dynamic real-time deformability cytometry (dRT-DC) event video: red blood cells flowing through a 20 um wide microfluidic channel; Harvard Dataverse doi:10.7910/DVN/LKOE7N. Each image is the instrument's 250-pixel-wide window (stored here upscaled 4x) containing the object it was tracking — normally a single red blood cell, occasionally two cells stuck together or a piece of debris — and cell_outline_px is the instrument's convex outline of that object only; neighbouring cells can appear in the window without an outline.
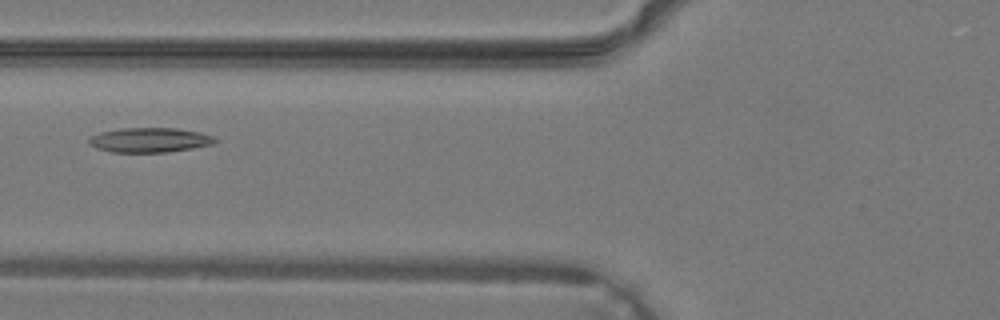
{"species": "common noctule bat (a hibernating species)", "species_latin": "Nyctalus noctula", "temperature_condition": "warm", "stored_images_in_passage": 28, "camera_frame_rate_fps": 3000, "um_per_image_px": 0.085, "animal": {"sex": "male", "body_mass_g": 19.2, "forearm_length_mm": 51.8}, "frame": {"image": 1, "passage_image": 5, "time_ms": 1.333, "image_size_px": [1000, 320], "cell_outline_px": [[216, 140], [212, 144], [192, 148], [168, 152], [112, 152], [96, 148], [88, 144], [88, 136], [100, 132], [120, 128], [176, 128], [200, 132], [212, 136]], "centroid_in_image_um": [12.65, 11.9], "position_along_channel_um": 113.1, "area_um2": 18.15}}
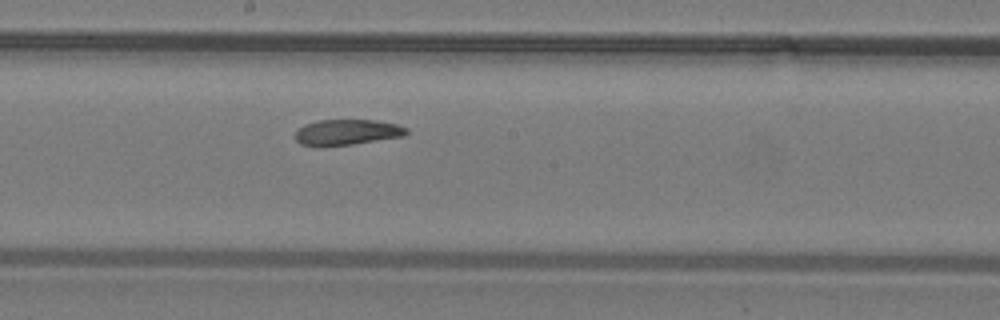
{"frame": {"image": 2, "passage_image": 11, "time_ms": 3.333, "image_size_px": [1000, 320], "cell_outline_px": [[408, 132], [404, 136], [352, 144], [300, 144], [296, 140], [296, 132], [304, 124], [320, 120], [376, 120], [396, 124], [408, 128]], "centroid_in_image_um": [29.56, 11.2], "position_along_channel_um": 218.6, "area_um2": 16.07}}
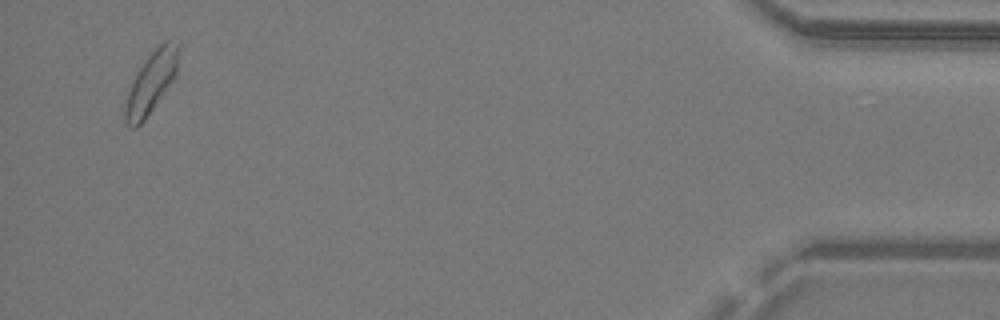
{"frame": {"image": 3, "passage_image": 27, "time_ms": 8.667, "image_size_px": [1000, 320], "cell_outline_px": [[180, 48], [176, 76], [144, 120], [136, 128], [128, 128], [124, 120], [124, 108], [128, 88], [136, 72], [144, 60], [164, 40], [180, 40]], "centroid_in_image_um": [12.85, 6.98], "position_along_channel_um": 422.3, "area_um2": 19.48}}